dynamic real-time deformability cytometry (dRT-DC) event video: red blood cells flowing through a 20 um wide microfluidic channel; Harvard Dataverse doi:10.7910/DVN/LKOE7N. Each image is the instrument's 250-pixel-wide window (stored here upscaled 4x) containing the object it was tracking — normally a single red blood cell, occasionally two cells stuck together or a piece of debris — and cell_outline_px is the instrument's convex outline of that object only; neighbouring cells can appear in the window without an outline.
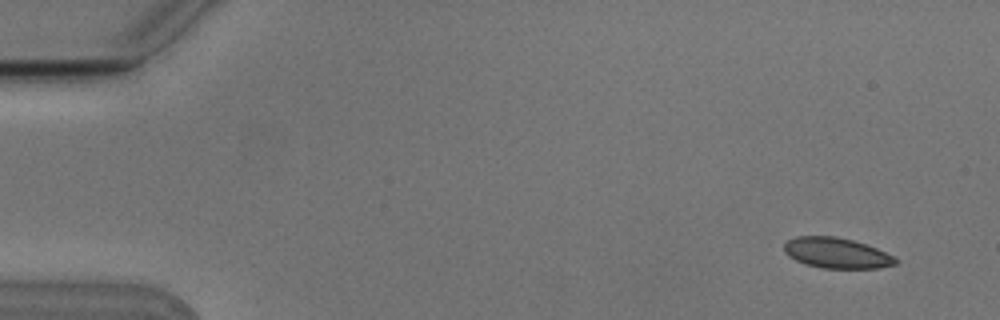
{"species": "Egyptian fruit bat (a non-hibernating species)", "species_latin": "Rousettus aegyptiacus", "temperature_condition": "cold", "stored_images_in_passage": 5, "camera_frame_rate_fps": 3000, "um_per_image_px": 0.085, "animal": {"sex": "male"}, "frame": {"image": 1, "passage_image": 1, "time_ms": 0.0, "image_size_px": [1000, 320], "cell_outline_px": [[900, 260], [896, 264], [880, 268], [824, 268], [804, 264], [788, 256], [784, 252], [784, 244], [788, 240], [796, 236], [836, 236], [852, 240], [876, 248]], "centroid_in_image_um": [71.09, 21.51], "position_along_channel_um": 13.9, "area_um2": 19.77}}
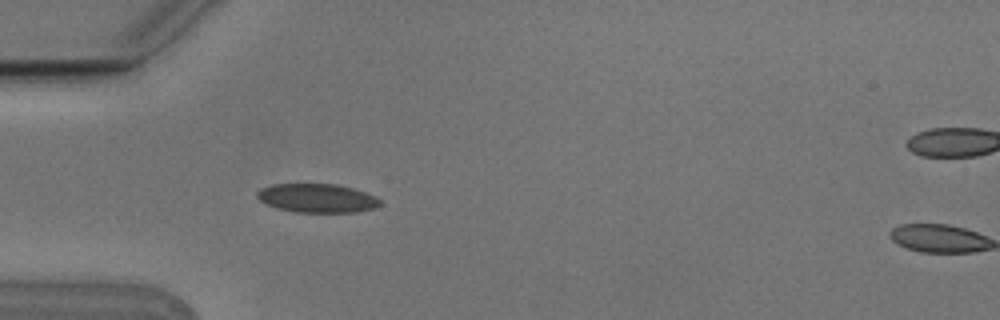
{"frame": {"image": 2, "passage_image": 4, "time_ms": 1.0, "image_size_px": [1000, 320], "cell_outline_px": [[380, 204], [376, 208], [356, 212], [296, 212], [276, 208], [260, 200], [256, 196], [256, 192], [260, 188], [272, 184], [336, 184], [352, 188], [376, 196], [380, 200]], "centroid_in_image_um": [26.94, 16.84], "position_along_channel_um": 58.1, "area_um2": 20.63}}